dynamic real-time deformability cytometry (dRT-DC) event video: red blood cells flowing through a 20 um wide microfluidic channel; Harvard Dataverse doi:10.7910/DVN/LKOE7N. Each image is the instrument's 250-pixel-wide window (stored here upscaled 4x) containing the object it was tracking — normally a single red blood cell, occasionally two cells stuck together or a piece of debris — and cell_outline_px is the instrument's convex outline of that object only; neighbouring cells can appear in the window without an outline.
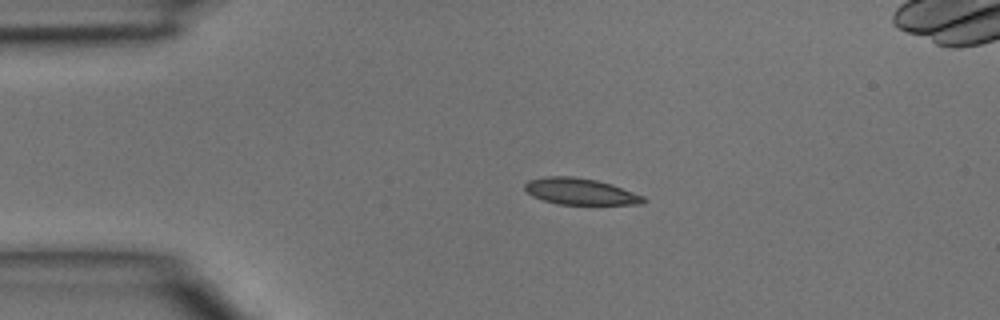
{"species": "common noctule bat (a hibernating species)", "species_latin": "Nyctalus noctula", "temperature_condition": "room temperature", "stored_images_in_passage": 7, "camera_frame_rate_fps": 3000, "um_per_image_px": 0.085, "animal": {"sex": "male", "body_mass_g": 15.6}, "frame": {"image": 1, "passage_image": 4, "time_ms": 1.0, "image_size_px": [1000, 320], "cell_outline_px": [[648, 200], [640, 204], [560, 204], [544, 200], [532, 196], [524, 188], [524, 184], [528, 180], [544, 176], [572, 176], [596, 180], [612, 184], [644, 196]], "centroid_in_image_um": [49.32, 16.26], "position_along_channel_um": 35.7, "area_um2": 18.21}}
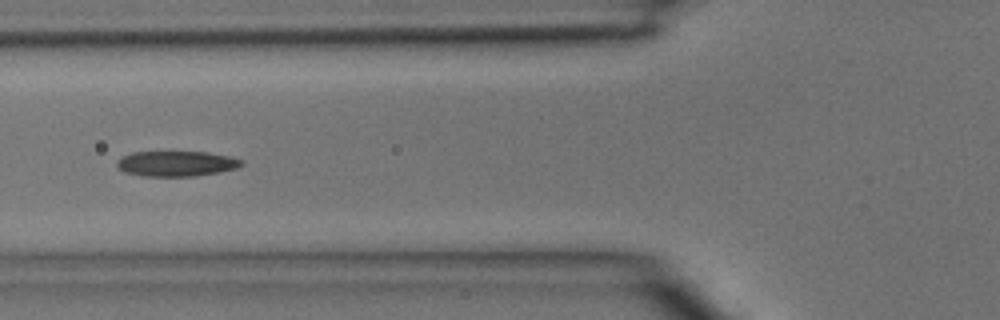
{"frame": {"image": 2, "passage_image": 6, "time_ms": 1.667, "image_size_px": [1000, 320], "cell_outline_px": [[244, 164], [236, 168], [220, 172], [196, 176], [144, 176], [124, 172], [116, 164], [116, 160], [120, 156], [132, 152], [208, 152], [232, 156], [244, 160]], "centroid_in_image_um": [15.01, 13.9], "position_along_channel_um": 110.8, "area_um2": 18.61}}
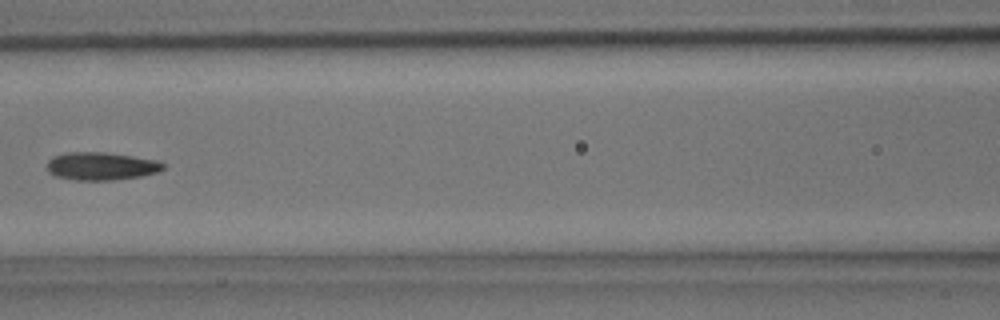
{"frame": {"image": 3, "passage_image": 7, "time_ms": 2.0, "image_size_px": [1000, 320], "cell_outline_px": [[164, 168], [156, 172], [140, 176], [112, 180], [72, 180], [56, 176], [48, 172], [48, 160], [52, 156], [68, 152], [104, 152], [132, 156], [156, 160], [164, 164]], "centroid_in_image_um": [8.56, 14.12], "position_along_channel_um": 158.0, "area_um2": 18.79}}